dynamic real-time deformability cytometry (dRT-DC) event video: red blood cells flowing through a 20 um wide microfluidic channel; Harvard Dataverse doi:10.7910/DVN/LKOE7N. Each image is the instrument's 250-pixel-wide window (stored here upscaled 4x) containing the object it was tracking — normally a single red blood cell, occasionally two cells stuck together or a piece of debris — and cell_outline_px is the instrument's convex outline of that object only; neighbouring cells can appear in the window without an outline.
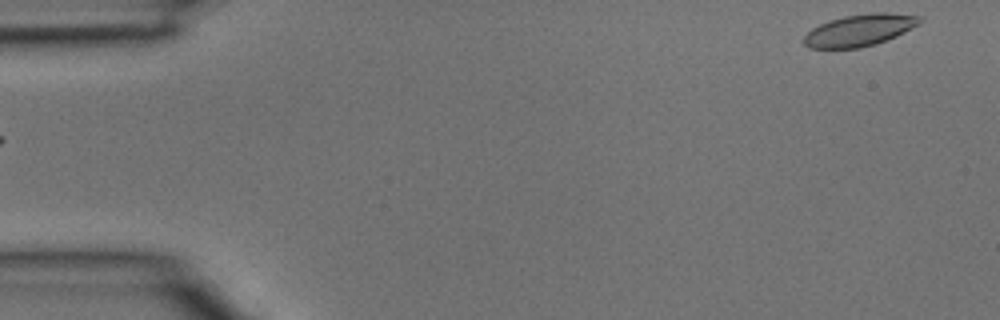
{"species": "common noctule bat (a hibernating species)", "species_latin": "Nyctalus noctula", "temperature_condition": "room temperature", "stored_images_in_passage": 5, "segment_of_instrument_passage": [2, 2], "camera_frame_rate_fps": 3000, "um_per_image_px": 0.085, "animal": {"sex": "male", "body_mass_g": 15.6}, "frame": {"image": 1, "passage_image": 5, "time_ms": 1.333, "image_size_px": [1000, 320], "cell_outline_px": [[920, 20], [916, 24], [904, 32], [896, 36], [876, 44], [860, 48], [808, 48], [804, 44], [804, 36], [812, 28], [820, 24], [844, 16], [872, 12], [884, 12], [920, 16]], "centroid_in_image_um": [73.02, 2.57], "position_along_channel_um": 12.0, "area_um2": 21.15}}